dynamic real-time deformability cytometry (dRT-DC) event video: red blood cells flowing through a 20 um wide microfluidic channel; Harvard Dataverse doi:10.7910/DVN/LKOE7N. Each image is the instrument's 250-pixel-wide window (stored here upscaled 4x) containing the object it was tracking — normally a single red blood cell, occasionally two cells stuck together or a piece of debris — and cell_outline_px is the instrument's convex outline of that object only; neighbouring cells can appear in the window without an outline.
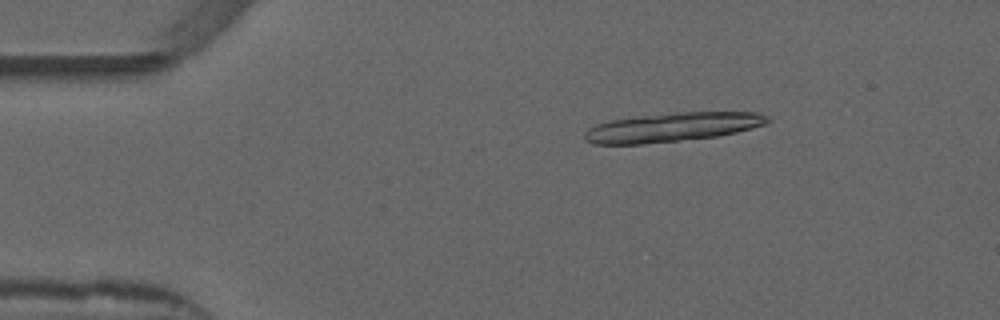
{"species": "common noctule bat (a hibernating species)", "species_latin": "Nyctalus noctula", "temperature_condition": "warm", "stored_images_in_passage": 14, "camera_frame_rate_fps": 3000, "um_per_image_px": 0.085, "animal": {"sex": "male", "forearm_length_mm": 52.5}, "frame": {"image": 1, "passage_image": 5, "time_ms": 1.333, "image_size_px": [1000, 320], "cell_outline_px": [[772, 120], [764, 124], [752, 128], [736, 132], [716, 136], [644, 144], [592, 144], [584, 140], [584, 132], [588, 128], [596, 124], [612, 120], [644, 116], [684, 112], [756, 112], [772, 116]], "centroid_in_image_um": [57.16, 10.81], "position_along_channel_um": 27.8, "area_um2": 30.69}}